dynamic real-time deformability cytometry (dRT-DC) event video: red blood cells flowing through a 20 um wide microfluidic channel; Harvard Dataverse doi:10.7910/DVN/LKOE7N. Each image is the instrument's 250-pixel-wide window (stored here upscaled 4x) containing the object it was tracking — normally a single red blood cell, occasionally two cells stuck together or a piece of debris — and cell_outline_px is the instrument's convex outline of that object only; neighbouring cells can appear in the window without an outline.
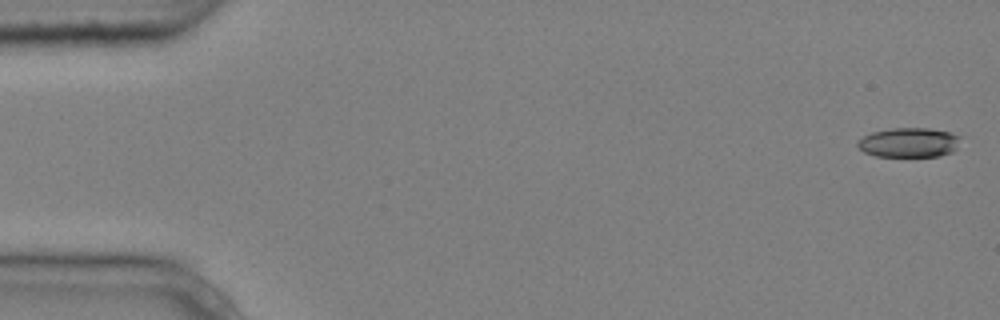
{"species": "common noctule bat (a hibernating species)", "species_latin": "Nyctalus noctula", "temperature_condition": "cold", "stored_images_in_passage": 6, "camera_frame_rate_fps": 3000, "um_per_image_px": 0.085, "animal": {"sex": "male", "body_mass_g": 20.4}, "frame": {"image": 1, "passage_image": 1, "time_ms": 0.0, "image_size_px": [1000, 320], "cell_outline_px": [[960, 136], [956, 148], [952, 152], [940, 156], [876, 156], [864, 152], [856, 144], [856, 140], [872, 132], [892, 128], [928, 128], [948, 132]], "centroid_in_image_um": [77.23, 12.11], "position_along_channel_um": 7.8, "area_um2": 17.63}}
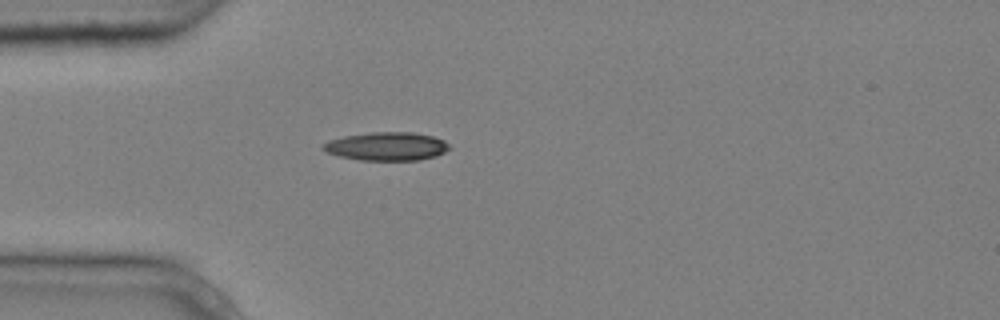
{"frame": {"image": 2, "passage_image": 5, "time_ms": 1.333, "image_size_px": [1000, 320], "cell_outline_px": [[452, 148], [436, 156], [420, 160], [360, 160], [340, 156], [328, 152], [320, 148], [328, 140], [344, 136], [372, 132], [412, 132], [432, 136], [444, 140]], "centroid_in_image_um": [32.89, 12.44], "position_along_channel_um": 52.1, "area_um2": 20.87}}